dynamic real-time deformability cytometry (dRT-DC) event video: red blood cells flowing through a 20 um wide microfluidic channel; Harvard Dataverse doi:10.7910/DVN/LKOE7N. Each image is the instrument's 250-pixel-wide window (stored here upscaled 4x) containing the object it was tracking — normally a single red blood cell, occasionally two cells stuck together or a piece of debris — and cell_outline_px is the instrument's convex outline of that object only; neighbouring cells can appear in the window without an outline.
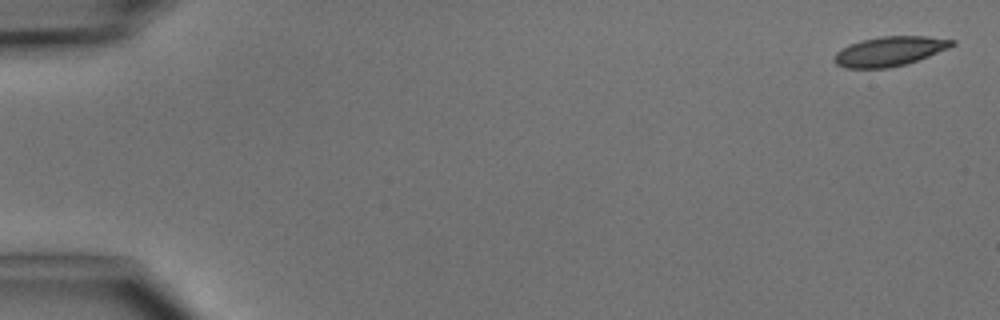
{"species": "common noctule bat (a hibernating species)", "species_latin": "Nyctalus noctula", "temperature_condition": "cold", "stored_images_in_passage": 6, "camera_frame_rate_fps": 3000, "um_per_image_px": 0.085, "animal": {"sex": "male", "body_mass_g": 15.6}, "frame": {"image": 1, "passage_image": 1, "time_ms": 0.0, "image_size_px": [1000, 320], "cell_outline_px": [[956, 44], [948, 48], [928, 56], [904, 64], [888, 68], [844, 68], [836, 64], [832, 60], [836, 52], [848, 44], [860, 40], [880, 36], [928, 36], [956, 40]], "centroid_in_image_um": [75.58, 4.35], "position_along_channel_um": 9.4, "area_um2": 20.35}}
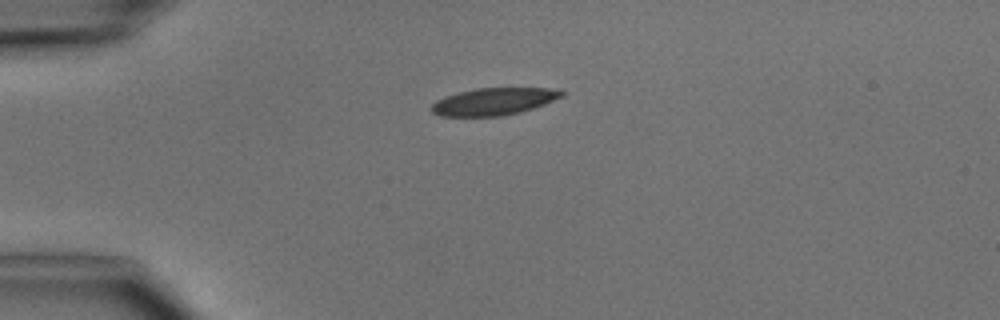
{"frame": {"image": 2, "passage_image": 4, "time_ms": 3.667, "image_size_px": [1000, 320], "cell_outline_px": [[564, 96], [544, 104], [520, 112], [500, 116], [440, 116], [432, 112], [428, 108], [436, 100], [444, 96], [476, 88], [548, 88], [564, 92]], "centroid_in_image_um": [41.91, 8.63], "position_along_channel_um": 43.1, "area_um2": 20.58}}